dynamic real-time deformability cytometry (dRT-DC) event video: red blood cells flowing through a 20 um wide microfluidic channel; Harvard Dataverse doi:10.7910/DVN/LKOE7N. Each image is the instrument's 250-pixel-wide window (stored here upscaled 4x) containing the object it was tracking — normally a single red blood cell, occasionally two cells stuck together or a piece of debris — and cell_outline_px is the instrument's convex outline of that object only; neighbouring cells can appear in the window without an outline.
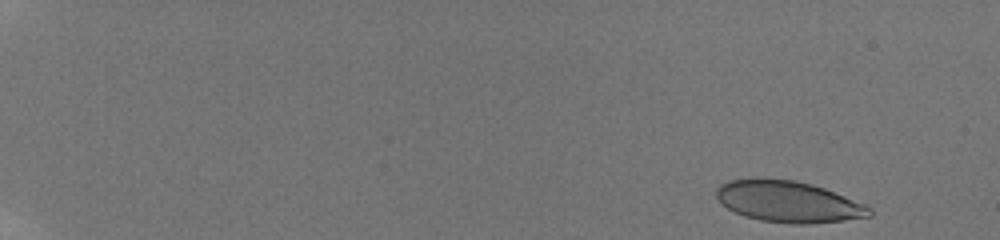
{"species": "human", "species_latin": "Homo sapiens", "temperature_condition": "room temperature", "stored_images_in_passage": 54, "camera_frame_rate_fps": 3000, "um_per_image_px": 0.085, "donor": {"sex": "male"}, "frame": {"image": 1, "passage_image": 2, "time_ms": 0.333, "image_size_px": [1000, 240], "cell_outline_px": [[872, 216], [812, 224], [792, 224], [760, 220], [744, 216], [728, 208], [716, 196], [716, 188], [720, 184], [728, 180], [756, 176], [792, 180], [812, 184], [824, 188], [864, 204], [872, 208]], "centroid_in_image_um": [66.97, 17.12], "position_along_channel_um": 18.0, "area_um2": 37.11}}
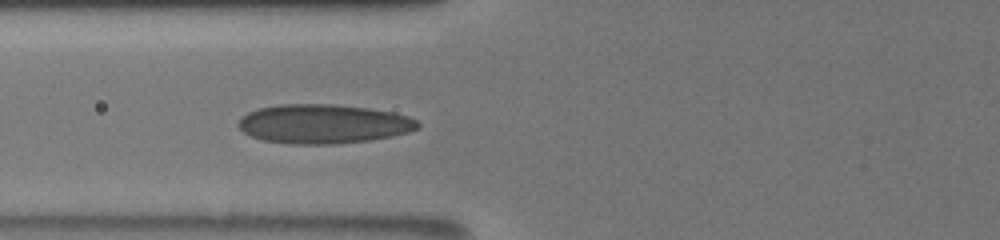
{"frame": {"image": 2, "passage_image": 23, "time_ms": 7.333, "image_size_px": [1000, 240], "cell_outline_px": [[420, 128], [408, 132], [392, 136], [368, 140], [336, 144], [288, 144], [264, 140], [252, 136], [244, 132], [236, 124], [248, 112], [260, 108], [280, 104], [332, 104], [368, 108], [392, 112], [408, 116], [416, 120], [420, 124]], "centroid_in_image_um": [27.51, 10.53], "position_along_channel_um": 98.3, "area_um2": 40.86}}
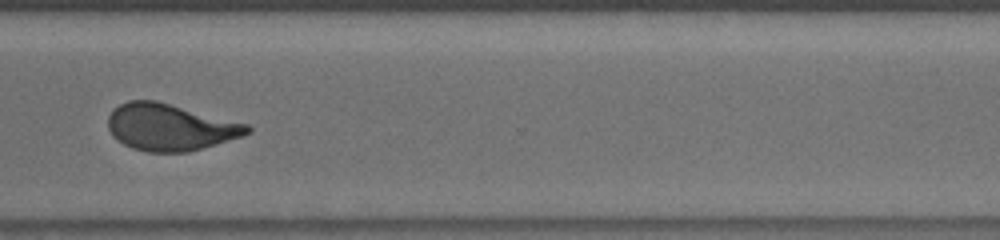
{"frame": {"image": 3, "passage_image": 43, "time_ms": 14.0, "image_size_px": [1000, 240], "cell_outline_px": [[252, 132], [244, 136], [188, 152], [148, 152], [132, 148], [116, 140], [112, 136], [108, 128], [108, 116], [120, 104], [128, 100], [156, 100], [248, 124], [252, 128]], "centroid_in_image_um": [14.47, 10.81], "position_along_channel_um": 356.1, "area_um2": 37.97}, "authors_computed_cell_mechanics": {"area_um2": 37.6567, "velocity_mm_per_s": 3.8689, "shape_relaxation_time_tau1_ms": null, "shape_relaxation_time_tau2_ms": 1.0309, "deformation_change_tau1": null, "deformation_change_tau2": 0.0651}}